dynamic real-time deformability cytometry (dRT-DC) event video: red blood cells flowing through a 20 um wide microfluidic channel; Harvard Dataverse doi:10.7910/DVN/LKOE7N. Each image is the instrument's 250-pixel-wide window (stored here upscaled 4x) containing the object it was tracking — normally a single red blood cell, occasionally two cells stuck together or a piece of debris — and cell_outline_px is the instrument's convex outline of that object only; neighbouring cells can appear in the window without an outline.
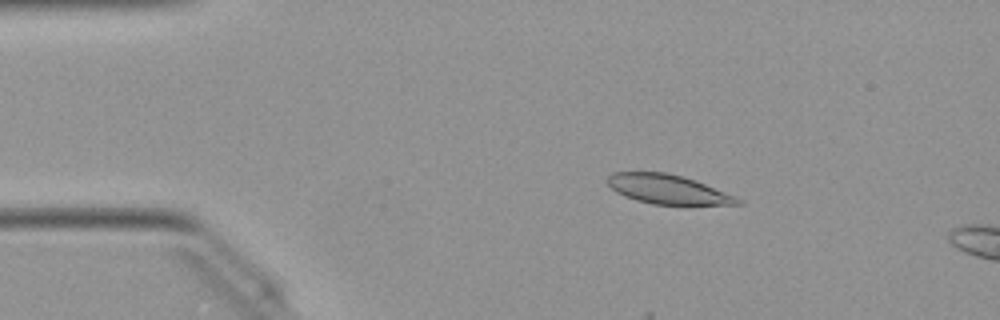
{"species": "Egyptian fruit bat (a non-hibernating species)", "species_latin": "Rousettus aegyptiacus", "temperature_condition": "warm", "stored_images_in_passage": 14, "camera_frame_rate_fps": 3000, "um_per_image_px": 0.085, "animal": {"sex": "female"}, "frame": {"image": 1, "passage_image": 9, "time_ms": 2.667, "image_size_px": [1000, 320], "cell_outline_px": [[744, 204], [652, 204], [636, 200], [624, 196], [616, 192], [604, 180], [612, 172], [664, 172], [696, 180], [736, 196], [744, 200]], "centroid_in_image_um": [56.75, 16.08], "position_along_channel_um": 28.2, "area_um2": 22.2}}